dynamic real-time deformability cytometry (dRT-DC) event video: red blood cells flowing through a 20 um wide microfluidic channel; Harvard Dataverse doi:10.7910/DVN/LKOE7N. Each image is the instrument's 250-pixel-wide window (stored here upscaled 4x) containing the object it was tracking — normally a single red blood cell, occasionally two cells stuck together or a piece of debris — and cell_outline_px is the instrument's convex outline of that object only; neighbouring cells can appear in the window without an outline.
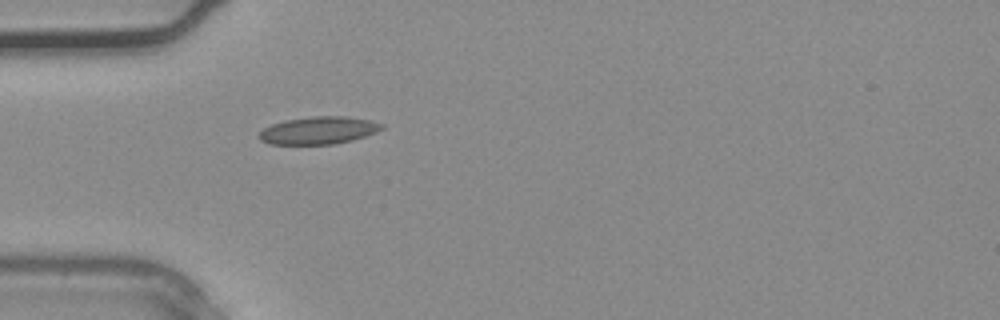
{"species": "common noctule bat (a hibernating species)", "species_latin": "Nyctalus noctula", "temperature_condition": "warm", "stored_images_in_passage": 36, "camera_frame_rate_fps": 3000, "um_per_image_px": 0.085, "animal": {"sex": "male", "body_mass_g": 20.4}, "frame": {"image": 1, "passage_image": 11, "time_ms": 3.333, "image_size_px": [1000, 320], "cell_outline_px": [[384, 128], [376, 132], [352, 140], [336, 144], [268, 144], [260, 140], [256, 136], [264, 128], [272, 124], [284, 120], [312, 116], [344, 116], [368, 120], [384, 124]], "centroid_in_image_um": [27.05, 11.08], "position_along_channel_um": 58.0, "area_um2": 19.71}}